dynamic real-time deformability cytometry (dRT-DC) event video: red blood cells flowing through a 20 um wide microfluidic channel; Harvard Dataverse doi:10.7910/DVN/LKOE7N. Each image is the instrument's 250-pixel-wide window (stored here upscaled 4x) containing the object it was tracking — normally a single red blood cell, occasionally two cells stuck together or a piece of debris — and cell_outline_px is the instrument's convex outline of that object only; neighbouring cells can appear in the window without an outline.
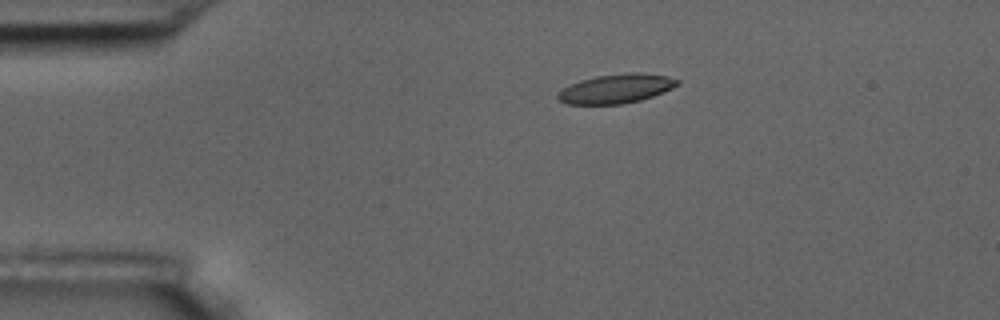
{"species": "common noctule bat (a hibernating species)", "species_latin": "Nyctalus noctula", "temperature_condition": "room temperature", "stored_images_in_passage": 5, "camera_frame_rate_fps": 3000, "um_per_image_px": 0.085, "animal": {"sex": "male", "body_mass_g": 17.5, "forearm_length_mm": 52.3}, "frame": {"image": 1, "passage_image": 4, "time_ms": 3.333, "image_size_px": [1000, 320], "cell_outline_px": [[680, 84], [664, 92], [640, 100], [624, 104], [568, 104], [556, 100], [556, 96], [564, 88], [580, 80], [596, 76], [632, 72], [640, 72], [668, 76], [680, 80]], "centroid_in_image_um": [52.4, 7.53], "position_along_channel_um": 32.6, "area_um2": 20.35}}